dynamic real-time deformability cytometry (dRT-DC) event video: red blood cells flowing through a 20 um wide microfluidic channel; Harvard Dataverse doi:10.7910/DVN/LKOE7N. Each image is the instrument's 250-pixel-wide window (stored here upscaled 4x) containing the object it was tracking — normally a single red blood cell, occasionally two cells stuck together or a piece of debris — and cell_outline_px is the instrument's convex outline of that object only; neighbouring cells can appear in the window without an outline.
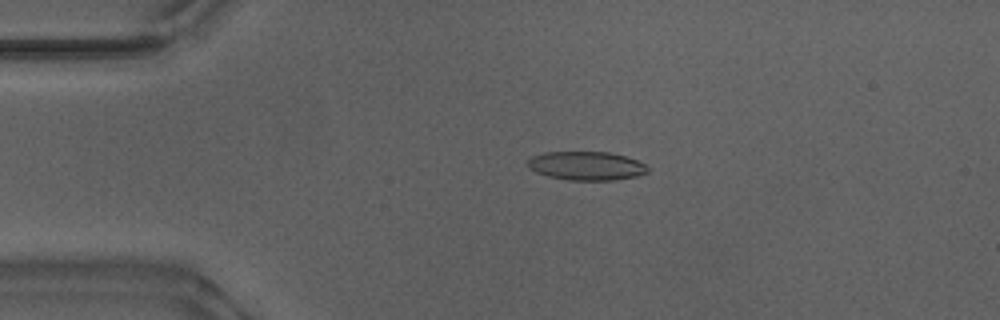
{"species": "Egyptian fruit bat (a non-hibernating species)", "species_latin": "Rousettus aegyptiacus", "temperature_condition": "warm", "stored_images_in_passage": 53, "camera_frame_rate_fps": 3000, "um_per_image_px": 0.085, "animal": {"sex": "male"}, "frame": {"image": 1, "passage_image": 12, "time_ms": 3.667, "image_size_px": [1000, 320], "cell_outline_px": [[648, 172], [636, 176], [616, 180], [568, 180], [548, 176], [536, 172], [528, 168], [528, 160], [532, 156], [544, 152], [608, 152], [624, 156], [636, 160], [644, 164], [648, 168]], "centroid_in_image_um": [49.82, 14.1], "position_along_channel_um": 35.2, "area_um2": 20.0}}
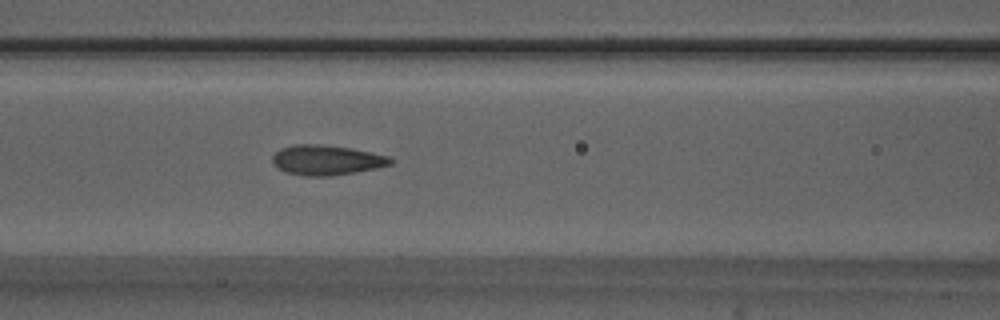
{"frame": {"image": 2, "passage_image": 23, "time_ms": 7.333, "image_size_px": [1000, 320], "cell_outline_px": [[392, 164], [376, 168], [356, 172], [332, 176], [304, 176], [284, 172], [276, 168], [272, 164], [272, 156], [280, 148], [292, 144], [320, 144], [352, 148], [388, 156], [392, 160]], "centroid_in_image_um": [27.7, 13.61], "position_along_channel_um": 138.9, "area_um2": 20.87}}
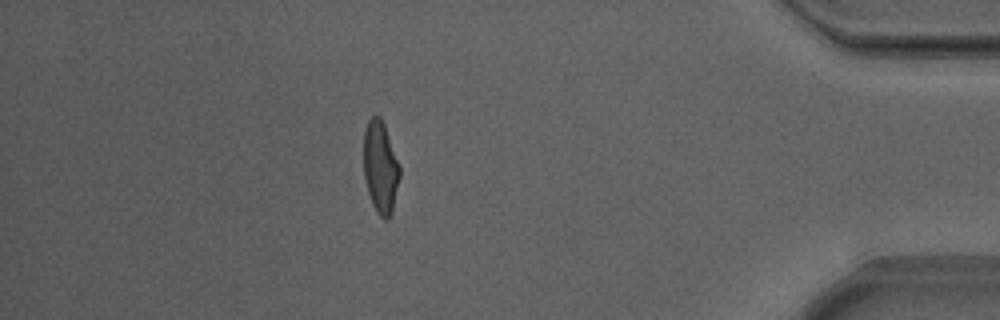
{"frame": {"image": 3, "passage_image": 47, "time_ms": 15.333, "image_size_px": [1000, 320], "cell_outline_px": [[400, 176], [392, 212], [388, 220], [384, 220], [376, 212], [372, 204], [368, 192], [364, 176], [364, 132], [368, 120], [372, 116], [380, 116], [384, 124], [400, 164]], "centroid_in_image_um": [32.35, 14.23], "position_along_channel_um": 402.9, "area_um2": 19.48}, "authors_computed_cell_mechanics": {"area_um2": 19.8832, "velocity_mm_per_s": 3.8772, "shape_relaxation_time_tau1_ms": 4.293, "shape_relaxation_time_tau2_ms": 1.0726, "deformation_change_tau1": 0.1604, "deformation_change_tau2": 0.0799}}